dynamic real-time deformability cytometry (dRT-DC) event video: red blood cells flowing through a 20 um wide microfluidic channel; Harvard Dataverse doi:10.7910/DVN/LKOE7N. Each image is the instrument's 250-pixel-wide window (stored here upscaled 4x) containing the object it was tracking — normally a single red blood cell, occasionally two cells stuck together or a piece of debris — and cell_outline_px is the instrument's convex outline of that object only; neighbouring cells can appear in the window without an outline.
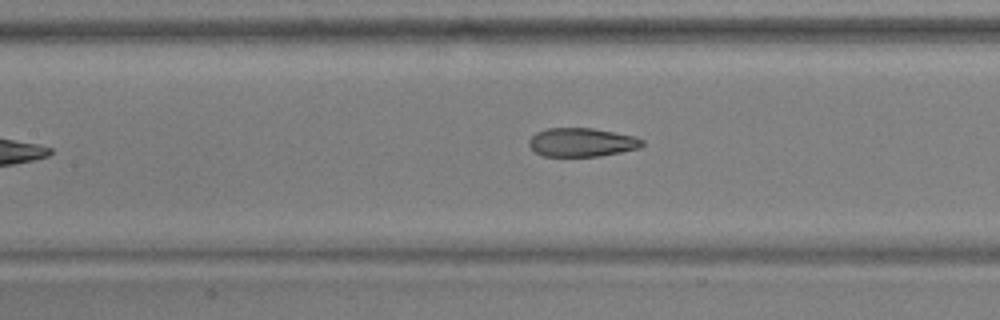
{"species": "common noctule bat (a hibernating species)", "species_latin": "Nyctalus noctula", "temperature_condition": "warm", "stored_images_in_passage": 8, "camera_frame_rate_fps": 3000, "um_per_image_px": 0.085, "animal": {"sex": "male", "body_mass_g": 17.9, "forearm_length_mm": 54.2}, "frame": {"image": 1, "passage_image": 7, "time_ms": 2.0, "image_size_px": [1000, 320], "cell_outline_px": [[644, 144], [640, 148], [600, 156], [544, 156], [536, 152], [528, 144], [528, 140], [536, 132], [548, 128], [592, 128], [636, 136], [644, 140]], "centroid_in_image_um": [49.47, 12.09], "position_along_channel_um": 157.9, "area_um2": 18.96}}
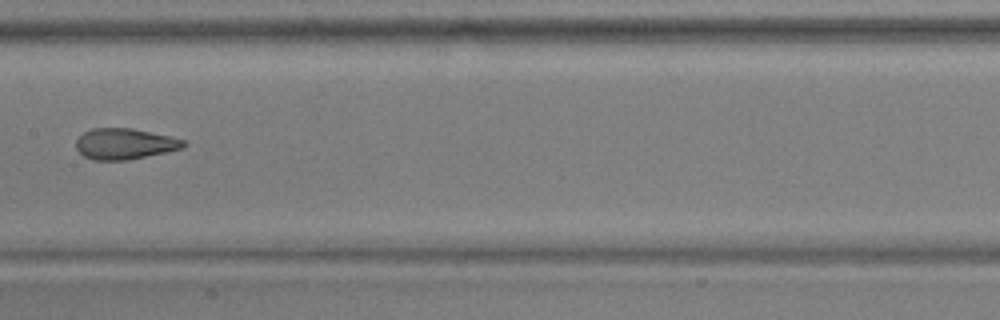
{"frame": {"image": 2, "passage_image": 8, "time_ms": 2.333, "image_size_px": [1000, 320], "cell_outline_px": [[188, 144], [184, 148], [128, 160], [92, 160], [84, 156], [76, 148], [76, 140], [84, 132], [92, 128], [132, 128], [172, 136], [184, 140]], "centroid_in_image_um": [10.62, 12.22], "position_along_channel_um": 196.8, "area_um2": 19.48}}